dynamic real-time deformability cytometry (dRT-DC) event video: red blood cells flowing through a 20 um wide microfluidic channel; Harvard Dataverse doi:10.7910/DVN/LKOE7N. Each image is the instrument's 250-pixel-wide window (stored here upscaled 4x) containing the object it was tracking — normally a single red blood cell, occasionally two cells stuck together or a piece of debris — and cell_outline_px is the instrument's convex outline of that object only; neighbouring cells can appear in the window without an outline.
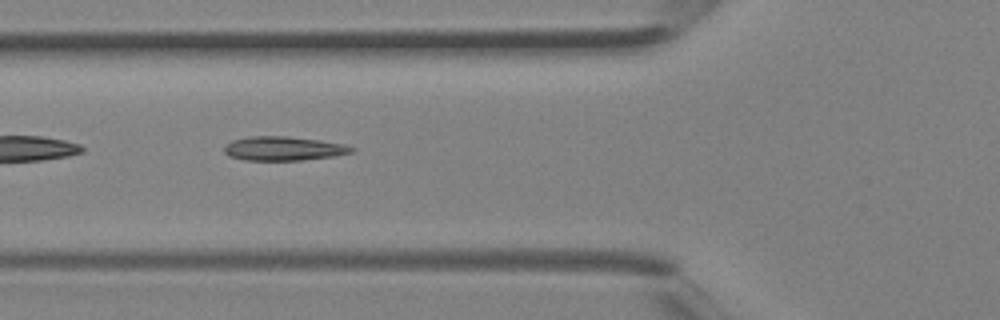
{"species": "Egyptian fruit bat (a non-hibernating species)", "species_latin": "Rousettus aegyptiacus", "temperature_condition": "room temperature", "stored_images_in_passage": 5, "camera_frame_rate_fps": 3000, "um_per_image_px": 0.085, "animal": {"sex": "female"}, "frame": {"image": 1, "passage_image": 5, "time_ms": 1.333, "image_size_px": [1000, 320], "cell_outline_px": [[356, 148], [352, 152], [336, 156], [304, 160], [244, 160], [228, 156], [224, 152], [224, 144], [232, 140], [248, 136], [288, 136], [320, 140], [344, 144]], "centroid_in_image_um": [24.08, 12.62], "position_along_channel_um": 101.7, "area_um2": 18.09}}